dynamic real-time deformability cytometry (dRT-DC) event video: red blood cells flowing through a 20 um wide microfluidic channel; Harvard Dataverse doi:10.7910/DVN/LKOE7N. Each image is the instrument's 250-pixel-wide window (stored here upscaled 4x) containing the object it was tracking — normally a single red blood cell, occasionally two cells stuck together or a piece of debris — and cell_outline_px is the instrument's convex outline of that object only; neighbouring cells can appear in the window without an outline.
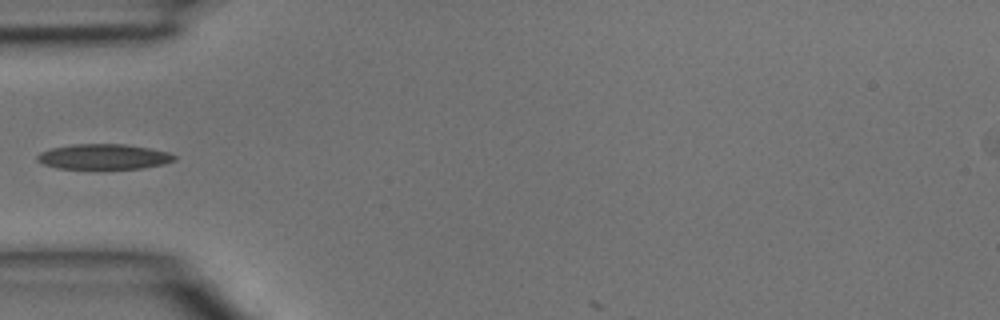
{"species": "common noctule bat (a hibernating species)", "species_latin": "Nyctalus noctula", "temperature_condition": "room temperature", "stored_images_in_passage": 4, "camera_frame_rate_fps": 3000, "um_per_image_px": 0.085, "animal": {"sex": "male", "body_mass_g": 15.6}, "frame": {"image": 1, "passage_image": 3, "time_ms": 0.667, "image_size_px": [1000, 320], "cell_outline_px": [[176, 160], [164, 164], [140, 168], [56, 168], [44, 164], [36, 160], [36, 156], [40, 152], [52, 148], [72, 144], [124, 144], [148, 148], [168, 152], [176, 156]], "centroid_in_image_um": [8.8, 13.31], "position_along_channel_um": 76.2, "area_um2": 20.0}}